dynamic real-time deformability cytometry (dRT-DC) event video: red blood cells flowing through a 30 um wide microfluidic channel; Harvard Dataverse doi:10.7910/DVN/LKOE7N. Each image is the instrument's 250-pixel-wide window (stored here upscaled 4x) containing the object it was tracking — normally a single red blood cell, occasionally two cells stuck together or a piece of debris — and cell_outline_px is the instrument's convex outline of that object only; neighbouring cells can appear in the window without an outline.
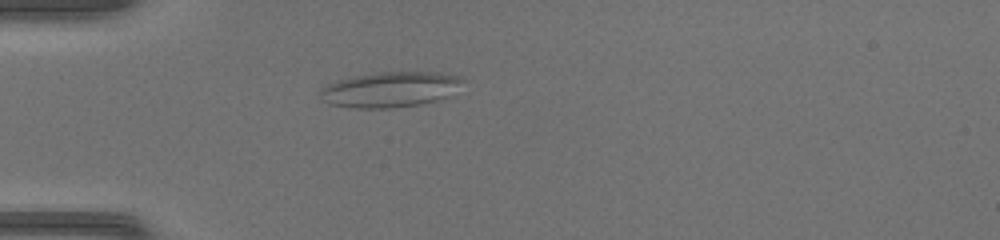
{"species": "common noctule bat (a hibernating species)", "species_latin": "Nyctalus noctula", "temperature_condition": "warm", "stored_images_in_passage": 36, "camera_frame_rate_fps": 3000, "um_per_image_px": 0.085, "animal": {"sex": "female", "body_mass_g": 17.0, "forearm_length_mm": 48.0}, "frame": {"image": 1, "passage_image": 2, "time_ms": 0.333, "image_size_px": [1000, 240], "cell_outline_px": [[468, 80], [448, 96], [436, 100], [420, 104], [392, 108], [352, 108], [328, 104], [320, 100], [320, 88], [328, 84], [340, 80], [372, 72], [440, 72], [460, 76]], "centroid_in_image_um": [33.18, 7.6], "position_along_channel_um": 51.8, "area_um2": 29.71}}
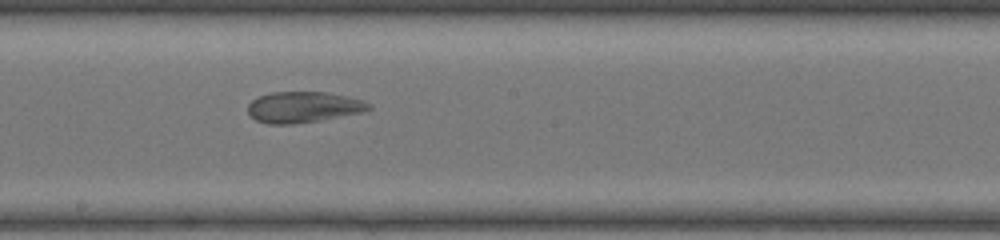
{"frame": {"image": 2, "passage_image": 15, "time_ms": 4.667, "image_size_px": [1000, 240], "cell_outline_px": [[372, 108], [360, 112], [320, 120], [292, 124], [268, 124], [256, 120], [248, 112], [248, 104], [252, 100], [260, 96], [272, 92], [328, 92], [364, 100], [372, 104]], "centroid_in_image_um": [25.79, 9.1], "position_along_channel_um": 222.4, "area_um2": 21.68}}
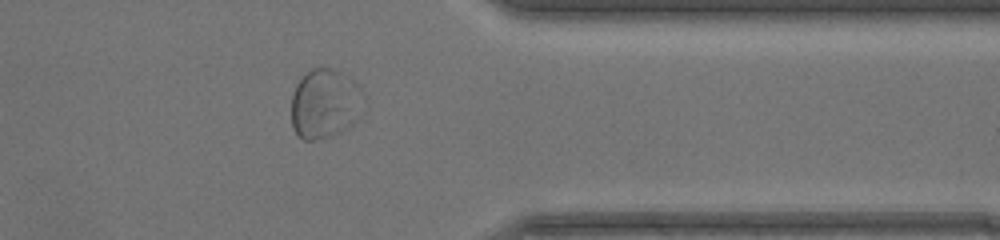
{"frame": {"image": 3, "passage_image": 27, "time_ms": 8.667, "image_size_px": [1000, 240], "cell_outline_px": [[364, 112], [348, 128], [340, 132], [316, 140], [304, 140], [292, 128], [292, 92], [296, 84], [312, 68], [332, 68], [340, 72], [352, 80], [360, 88], [364, 96]], "centroid_in_image_um": [27.64, 8.83], "position_along_channel_um": 383.8, "area_um2": 29.42}}